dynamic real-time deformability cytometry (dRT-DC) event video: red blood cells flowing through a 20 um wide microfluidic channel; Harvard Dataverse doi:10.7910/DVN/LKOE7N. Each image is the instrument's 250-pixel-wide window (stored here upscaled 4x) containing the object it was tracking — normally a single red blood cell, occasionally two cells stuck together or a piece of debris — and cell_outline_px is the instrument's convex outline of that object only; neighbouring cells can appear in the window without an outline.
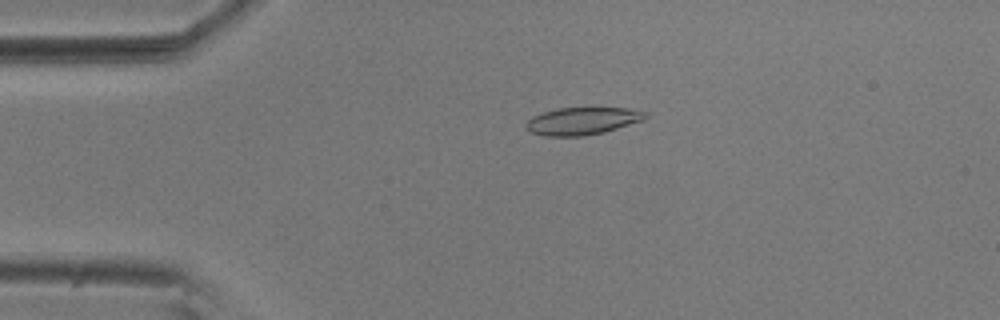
{"species": "common noctule bat (a hibernating species)", "species_latin": "Nyctalus noctula", "temperature_condition": "room temperature", "stored_images_in_passage": 55, "camera_frame_rate_fps": 3000, "um_per_image_px": 0.085, "animal": {"sex": "male", "body_mass_g": 20.5, "forearm_length_mm": 52.5}, "frame": {"image": 1, "passage_image": 12, "time_ms": 3.667, "image_size_px": [1000, 320], "cell_outline_px": [[652, 116], [644, 120], [604, 132], [584, 136], [544, 136], [528, 132], [524, 128], [524, 124], [532, 116], [544, 112], [560, 108], [592, 104], [628, 108], [648, 112]], "centroid_in_image_um": [49.56, 10.23], "position_along_channel_um": 35.4, "area_um2": 20.35}}
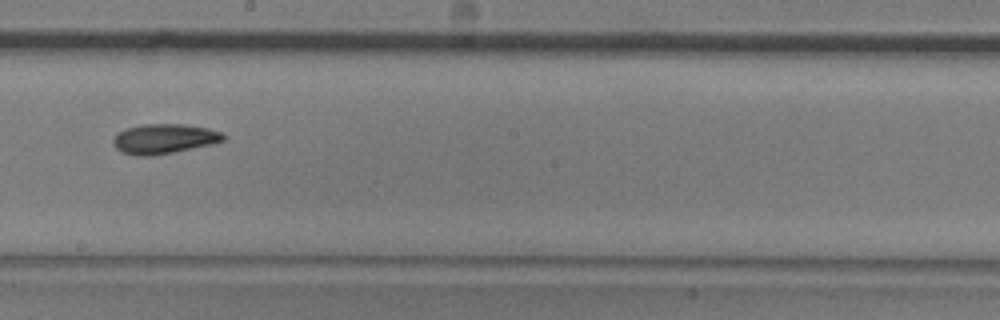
{"frame": {"image": 2, "passage_image": 31, "time_ms": 10.0, "image_size_px": [1000, 320], "cell_outline_px": [[228, 136], [224, 140], [212, 144], [152, 156], [136, 156], [120, 152], [116, 148], [112, 140], [124, 128], [140, 124], [184, 124], [208, 128], [220, 132]], "centroid_in_image_um": [13.94, 11.79], "position_along_channel_um": 234.3, "area_um2": 19.19}}
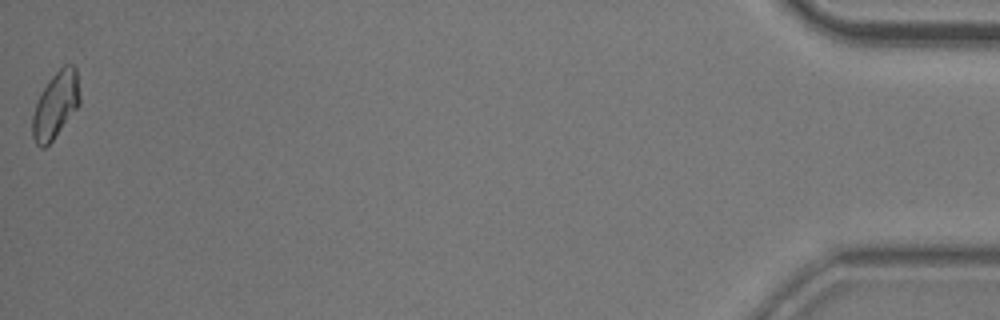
{"frame": {"image": 3, "passage_image": 55, "time_ms": 18.0, "image_size_px": [1000, 320], "cell_outline_px": [[80, 104], [52, 140], [44, 148], [40, 148], [36, 144], [32, 136], [32, 116], [36, 104], [48, 80], [64, 64], [72, 64], [76, 68], [80, 96]], "centroid_in_image_um": [4.73, 8.92], "position_along_channel_um": 430.5, "area_um2": 18.09}, "authors_computed_cell_mechanics": {"area_um2": 18.6694, "velocity_mm_per_s": 3.6824, "shape_relaxation_time_tau1_ms": 4.8475, "shape_relaxation_time_tau2_ms": 7.6655, "deformation_change_tau1": 0.135, "deformation_change_tau2": 0.1339}}